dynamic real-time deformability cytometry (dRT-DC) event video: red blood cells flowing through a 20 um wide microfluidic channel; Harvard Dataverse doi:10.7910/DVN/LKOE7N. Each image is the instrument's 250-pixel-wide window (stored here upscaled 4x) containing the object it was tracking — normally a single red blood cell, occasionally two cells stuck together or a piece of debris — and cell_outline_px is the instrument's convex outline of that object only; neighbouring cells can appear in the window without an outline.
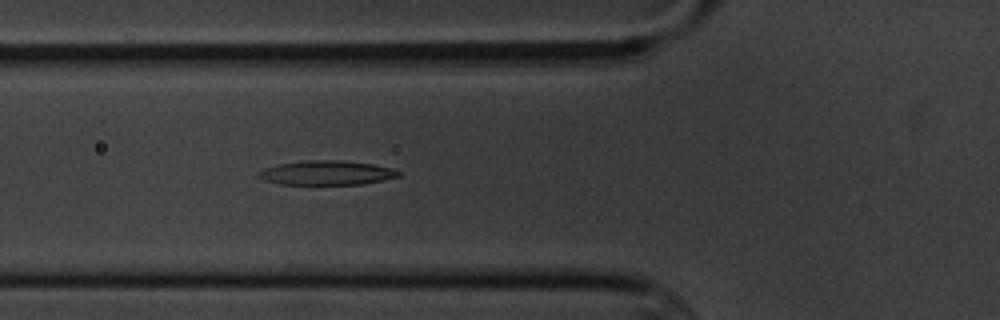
{"species": "common noctule bat (a hibernating species)", "species_latin": "Nyctalus noctula", "temperature_condition": "cold", "stored_images_in_passage": 6, "camera_frame_rate_fps": 3000, "um_per_image_px": 0.085, "animal": {"sex": "male", "body_mass_g": 20.1, "forearm_length_mm": 53.5}, "frame": {"image": 1, "passage_image": 6, "time_ms": 5.667, "image_size_px": [1000, 320], "cell_outline_px": [[400, 176], [360, 184], [280, 184], [268, 180], [260, 176], [256, 172], [264, 168], [280, 164], [308, 160], [340, 160], [372, 164], [392, 168], [400, 172]], "centroid_in_image_um": [27.78, 14.68], "position_along_channel_um": 98.0, "area_um2": 19.42}}